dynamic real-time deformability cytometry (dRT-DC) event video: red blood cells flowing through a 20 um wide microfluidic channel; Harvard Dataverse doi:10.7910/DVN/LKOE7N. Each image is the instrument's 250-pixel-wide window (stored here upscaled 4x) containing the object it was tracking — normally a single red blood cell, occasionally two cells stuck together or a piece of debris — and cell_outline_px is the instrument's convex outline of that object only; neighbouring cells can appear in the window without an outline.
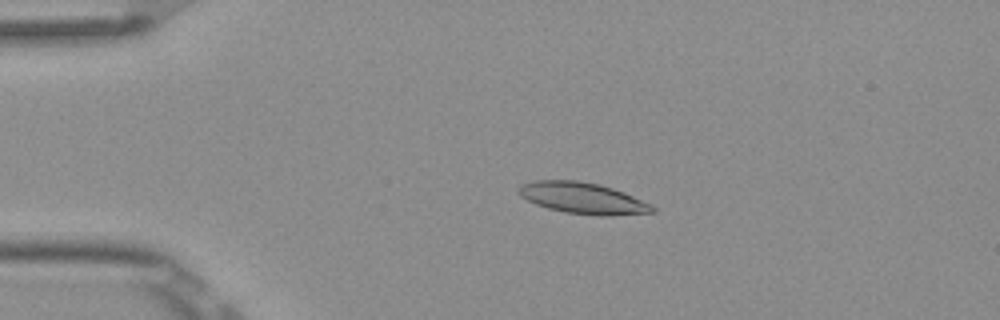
{"species": "Egyptian fruit bat (a non-hibernating species)", "species_latin": "Rousettus aegyptiacus", "temperature_condition": "room temperature", "stored_images_in_passage": 4, "camera_frame_rate_fps": 3000, "um_per_image_px": 0.085, "frame": {"image": 1, "passage_image": 3, "time_ms": 0.667, "image_size_px": [1000, 320], "cell_outline_px": [[656, 212], [608, 216], [600, 216], [564, 212], [548, 208], [536, 204], [520, 196], [516, 192], [516, 188], [520, 184], [532, 180], [580, 180], [600, 184], [624, 192], [652, 204], [656, 208]], "centroid_in_image_um": [49.52, 16.83], "position_along_channel_um": 35.5, "area_um2": 24.74}}